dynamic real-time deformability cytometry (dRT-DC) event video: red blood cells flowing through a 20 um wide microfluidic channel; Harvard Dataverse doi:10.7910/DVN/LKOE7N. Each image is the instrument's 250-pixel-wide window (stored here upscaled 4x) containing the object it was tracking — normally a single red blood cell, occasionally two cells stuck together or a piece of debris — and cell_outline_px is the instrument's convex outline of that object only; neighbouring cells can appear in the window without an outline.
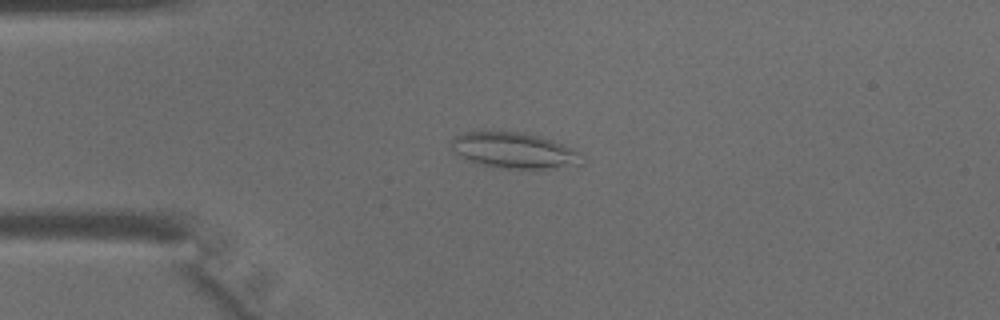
{"species": "common noctule bat (a hibernating species)", "species_latin": "Nyctalus noctula", "temperature_condition": "warm", "stored_images_in_passage": 35, "camera_frame_rate_fps": 3000, "um_per_image_px": 0.085, "animal": {"sex": "male", "body_mass_g": 15.6}, "frame": {"image": 1, "passage_image": 1, "time_ms": 0.0, "image_size_px": [1000, 320], "cell_outline_px": [[580, 164], [556, 168], [492, 168], [480, 164], [456, 152], [452, 148], [448, 140], [464, 132], [484, 128], [524, 132], [540, 136], [564, 144], [572, 148], [576, 152]], "centroid_in_image_um": [43.59, 12.72], "position_along_channel_um": 41.4, "area_um2": 27.57}}
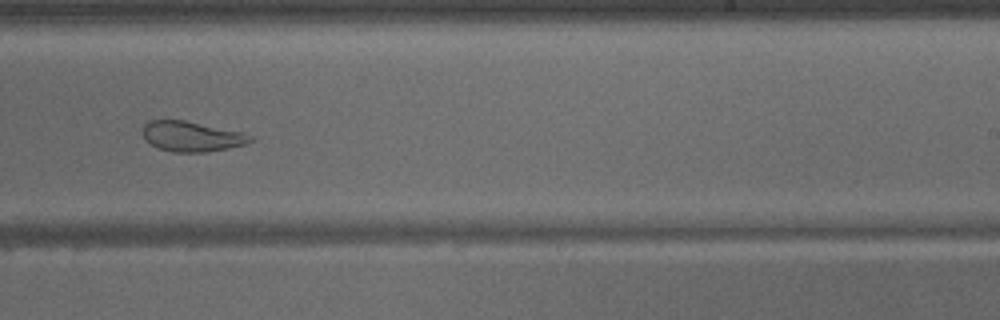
{"frame": {"image": 2, "passage_image": 18, "time_ms": 5.667, "image_size_px": [1000, 320], "cell_outline_px": [[252, 140], [244, 144], [228, 148], [204, 152], [172, 152], [156, 148], [148, 144], [144, 140], [140, 132], [140, 128], [148, 120], [184, 120], [240, 132], [252, 136]], "centroid_in_image_um": [16.15, 11.6], "position_along_channel_um": 272.8, "area_um2": 19.07}}
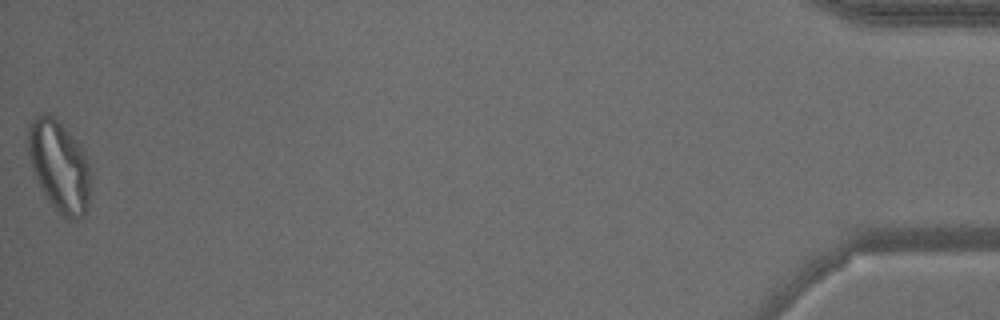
{"frame": {"image": 3, "passage_image": 35, "time_ms": 11.333, "image_size_px": [1000, 320], "cell_outline_px": [[92, 176], [88, 204], [84, 216], [76, 220], [68, 220], [56, 212], [40, 188], [28, 152], [28, 128], [32, 120], [36, 116], [44, 112], [52, 116], [60, 124], [88, 156]], "centroid_in_image_um": [5.07, 14.19], "position_along_channel_um": 430.1, "area_um2": 33.23}}